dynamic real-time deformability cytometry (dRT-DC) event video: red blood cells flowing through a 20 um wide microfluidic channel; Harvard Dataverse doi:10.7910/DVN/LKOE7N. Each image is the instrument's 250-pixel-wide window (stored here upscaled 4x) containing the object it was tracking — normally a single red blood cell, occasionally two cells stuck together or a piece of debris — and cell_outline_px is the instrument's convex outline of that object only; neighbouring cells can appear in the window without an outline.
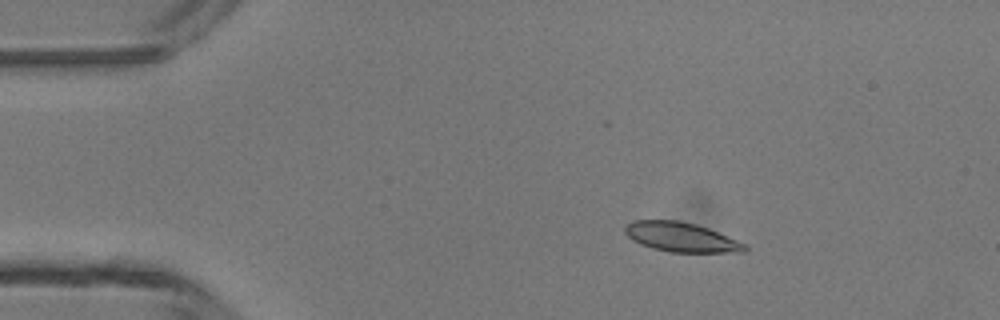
{"species": "common noctule bat (a hibernating species)", "species_latin": "Nyctalus noctula", "temperature_condition": "room temperature", "stored_images_in_passage": 4, "camera_frame_rate_fps": 3000, "um_per_image_px": 0.085, "animal": {"sex": "male", "body_mass_g": 13.3}, "frame": {"image": 1, "passage_image": 2, "time_ms": 1.333, "image_size_px": [1000, 320], "cell_outline_px": [[748, 248], [744, 252], [668, 252], [652, 248], [640, 244], [632, 240], [624, 232], [624, 224], [632, 220], [680, 220], [696, 224], [708, 228], [748, 244]], "centroid_in_image_um": [57.88, 20.15], "position_along_channel_um": 27.1, "area_um2": 20.87}}